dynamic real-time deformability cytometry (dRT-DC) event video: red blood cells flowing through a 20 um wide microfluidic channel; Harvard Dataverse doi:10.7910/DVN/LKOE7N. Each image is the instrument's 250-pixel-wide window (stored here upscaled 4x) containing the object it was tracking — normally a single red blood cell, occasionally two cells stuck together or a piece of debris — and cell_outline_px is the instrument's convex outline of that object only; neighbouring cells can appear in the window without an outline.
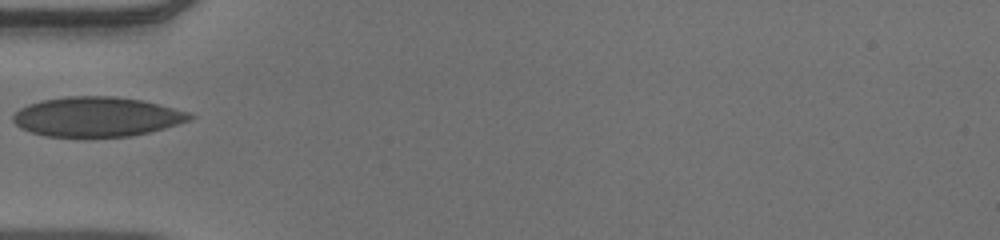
{"species": "human", "species_latin": "Homo sapiens", "temperature_condition": "warm", "stored_images_in_passage": 30, "camera_frame_rate_fps": 3000, "um_per_image_px": 0.085, "donor": {"sex": "male"}, "frame": {"image": 1, "passage_image": 1, "time_ms": 0.0, "image_size_px": [1000, 240], "cell_outline_px": [[196, 116], [188, 120], [164, 128], [132, 136], [84, 140], [44, 136], [20, 128], [12, 120], [12, 116], [20, 108], [28, 104], [44, 100], [68, 96], [116, 96], [140, 100], [160, 104], [188, 112]], "centroid_in_image_um": [8.19, 9.97], "position_along_channel_um": 76.8, "area_um2": 41.79}}
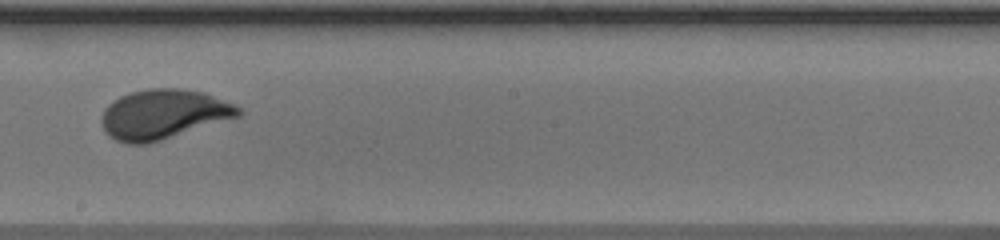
{"frame": {"image": 2, "passage_image": 13, "time_ms": 4.0, "image_size_px": [1000, 240], "cell_outline_px": [[244, 112], [240, 116], [148, 144], [128, 144], [116, 140], [108, 136], [100, 120], [100, 116], [104, 108], [112, 100], [120, 96], [132, 92], [148, 88], [180, 88], [204, 92], [232, 104], [240, 108]], "centroid_in_image_um": [13.85, 9.71], "position_along_channel_um": 234.4, "area_um2": 39.65}}
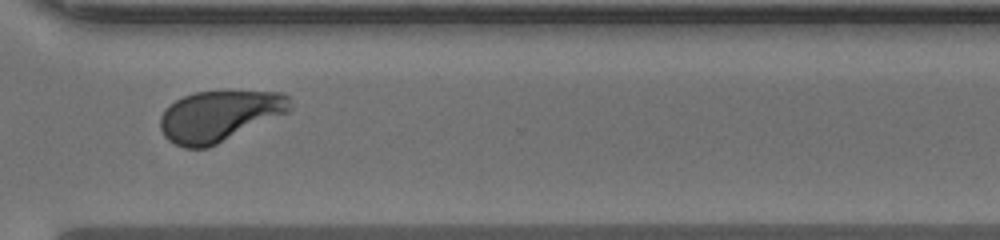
{"frame": {"image": 3, "passage_image": 22, "time_ms": 7.0, "image_size_px": [1000, 240], "cell_outline_px": [[292, 108], [288, 112], [208, 148], [184, 148], [168, 140], [164, 136], [160, 128], [160, 116], [164, 108], [168, 104], [184, 96], [196, 92], [284, 92], [292, 100]], "centroid_in_image_um": [18.62, 9.86], "position_along_channel_um": 352.0, "area_um2": 38.38}}